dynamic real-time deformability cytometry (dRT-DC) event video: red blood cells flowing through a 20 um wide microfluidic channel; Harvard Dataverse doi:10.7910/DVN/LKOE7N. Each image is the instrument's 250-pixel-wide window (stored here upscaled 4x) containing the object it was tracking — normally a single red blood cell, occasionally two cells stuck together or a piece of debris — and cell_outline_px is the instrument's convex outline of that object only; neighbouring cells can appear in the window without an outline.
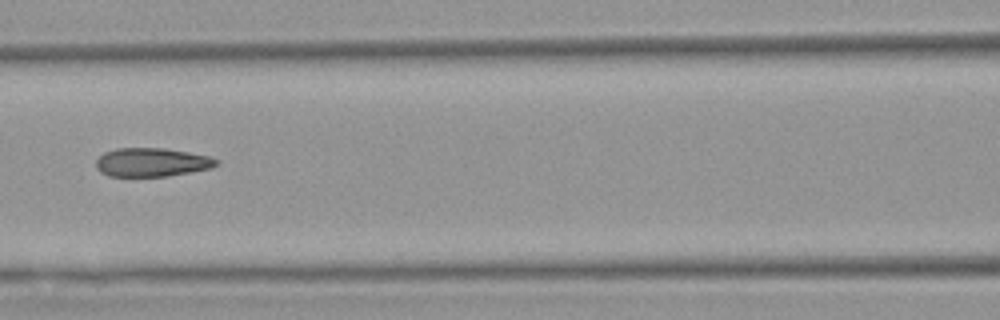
{"species": "Egyptian fruit bat (a non-hibernating species)", "species_latin": "Rousettus aegyptiacus", "temperature_condition": "warm", "stored_images_in_passage": 6, "camera_frame_rate_fps": 3000, "um_per_image_px": 0.085, "animal": {"sex": "female"}, "frame": {"image": 1, "passage_image": 6, "time_ms": 6.667, "image_size_px": [1000, 320], "cell_outline_px": [[220, 164], [212, 168], [168, 176], [108, 176], [100, 172], [96, 168], [96, 160], [104, 152], [116, 148], [164, 148], [188, 152], [208, 156], [220, 160]], "centroid_in_image_um": [12.91, 13.79], "position_along_channel_um": 153.7, "area_um2": 20.23}}